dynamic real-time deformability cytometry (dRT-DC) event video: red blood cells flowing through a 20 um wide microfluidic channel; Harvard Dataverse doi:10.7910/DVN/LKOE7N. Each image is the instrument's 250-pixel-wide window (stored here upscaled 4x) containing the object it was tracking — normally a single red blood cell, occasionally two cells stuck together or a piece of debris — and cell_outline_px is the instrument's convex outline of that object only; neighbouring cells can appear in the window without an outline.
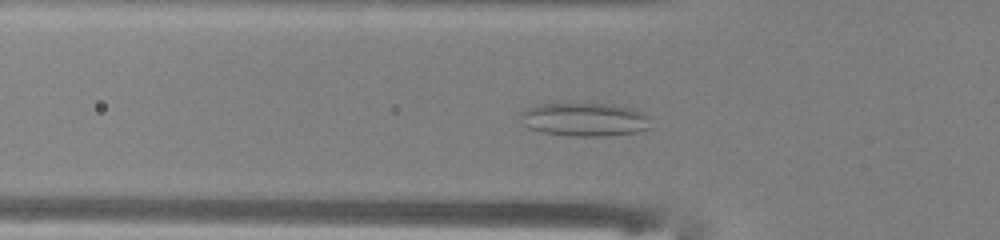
{"species": "common noctule bat (a hibernating species)", "species_latin": "Nyctalus noctula", "temperature_condition": "warm", "stored_images_in_passage": 45, "camera_frame_rate_fps": 3000, "um_per_image_px": 0.085, "animal": {"sex": "male", "body_mass_g": 13.0, "forearm_length_mm": 53.1}, "frame": {"image": 1, "passage_image": 11, "time_ms": 3.333, "image_size_px": [1000, 240], "cell_outline_px": [[652, 128], [636, 132], [604, 136], [568, 136], [540, 132], [528, 128], [524, 124], [520, 116], [520, 112], [536, 104], [612, 104], [636, 108], [644, 112], [648, 116]], "centroid_in_image_um": [49.72, 10.16], "position_along_channel_um": 76.1, "area_um2": 25.72}}
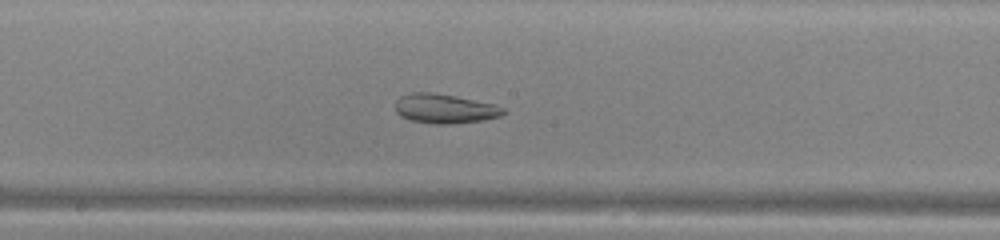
{"frame": {"image": 2, "passage_image": 21, "time_ms": 6.667, "image_size_px": [1000, 240], "cell_outline_px": [[508, 112], [500, 116], [484, 120], [448, 124], [436, 124], [412, 120], [400, 116], [396, 112], [396, 100], [400, 96], [412, 92], [432, 92], [456, 96], [492, 104], [504, 108]], "centroid_in_image_um": [37.8, 9.23], "position_along_channel_um": 210.4, "area_um2": 18.44}}
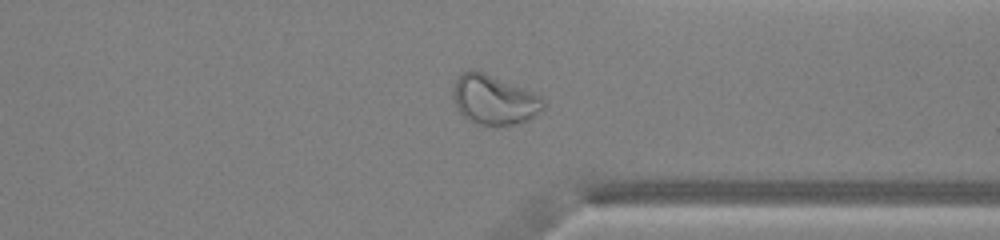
{"frame": {"image": 3, "passage_image": 33, "time_ms": 10.667, "image_size_px": [1000, 240], "cell_outline_px": [[548, 104], [544, 112], [528, 120], [516, 124], [496, 128], [476, 124], [468, 120], [456, 108], [452, 96], [452, 88], [460, 72], [468, 68], [476, 68], [532, 92], [540, 96]], "centroid_in_image_um": [42.0, 8.5], "position_along_channel_um": 369.4, "area_um2": 27.22}, "authors_computed_cell_mechanics": {"area_um2": 26.877, "velocity_mm_per_s": 4.0236, "shape_relaxation_time_tau1_ms": null, "shape_relaxation_time_tau2_ms": 2.1436, "deformation_change_tau1": null, "deformation_change_tau2": 0.086}}